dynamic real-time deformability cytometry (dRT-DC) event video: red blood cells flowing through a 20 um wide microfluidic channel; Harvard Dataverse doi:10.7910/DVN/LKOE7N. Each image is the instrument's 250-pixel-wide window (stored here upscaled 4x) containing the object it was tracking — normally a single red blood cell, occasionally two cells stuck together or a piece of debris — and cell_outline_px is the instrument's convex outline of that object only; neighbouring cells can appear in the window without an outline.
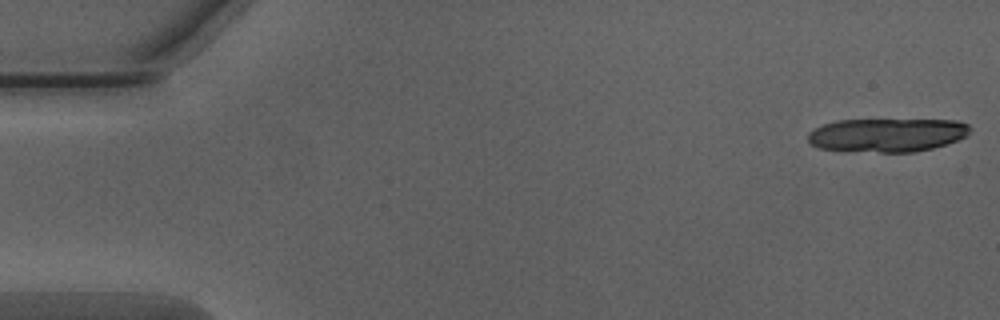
{"species": "Egyptian fruit bat (a non-hibernating species)", "species_latin": "Rousettus aegyptiacus", "temperature_condition": "warm", "stored_images_in_passage": 18, "camera_frame_rate_fps": 3000, "um_per_image_px": 0.085, "animal": {"sex": "male"}, "frame": {"image": 1, "passage_image": 1, "time_ms": 0.0, "image_size_px": [1000, 320], "cell_outline_px": [[972, 128], [968, 136], [932, 148], [916, 152], [880, 152], [820, 148], [812, 144], [808, 140], [808, 132], [824, 124], [836, 120], [956, 120], [968, 124]], "centroid_in_image_um": [75.45, 11.46], "position_along_channel_um": 9.5, "area_um2": 31.56}}